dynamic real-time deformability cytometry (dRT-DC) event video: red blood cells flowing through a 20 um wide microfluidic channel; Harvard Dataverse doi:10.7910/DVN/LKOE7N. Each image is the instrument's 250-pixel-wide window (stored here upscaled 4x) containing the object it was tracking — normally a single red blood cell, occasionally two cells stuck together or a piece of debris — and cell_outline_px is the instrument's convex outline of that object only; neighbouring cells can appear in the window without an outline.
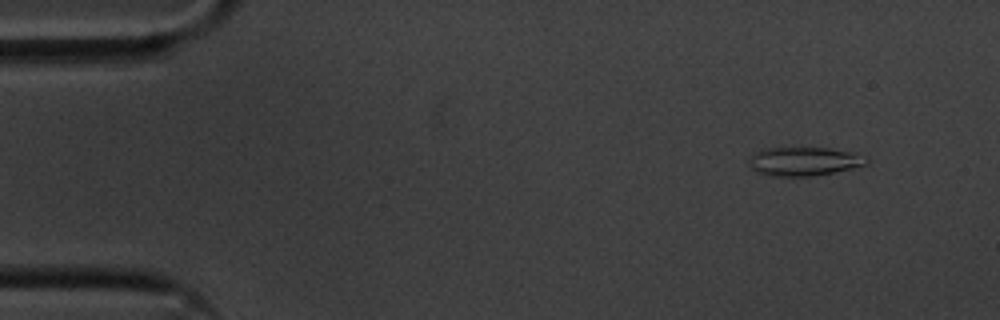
{"species": "common noctule bat (a hibernating species)", "species_latin": "Nyctalus noctula", "temperature_condition": "cold", "stored_images_in_passage": 56, "camera_frame_rate_fps": 3000, "um_per_image_px": 0.085, "animal": {"sex": "male", "body_mass_g": 20.1, "forearm_length_mm": 53.5}, "frame": {"image": 1, "passage_image": 5, "time_ms": 1.333, "image_size_px": [1000, 320], "cell_outline_px": [[868, 164], [852, 168], [812, 176], [768, 176], [756, 172], [752, 168], [748, 160], [760, 148], [828, 148], [852, 152], [868, 156]], "centroid_in_image_um": [68.34, 13.71], "position_along_channel_um": 16.7, "area_um2": 19.71}}
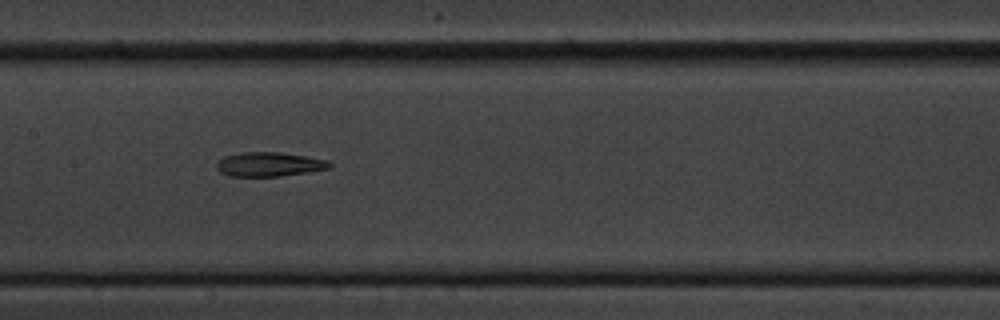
{"frame": {"image": 2, "passage_image": 27, "time_ms": 8.667, "image_size_px": [1000, 320], "cell_outline_px": [[332, 164], [328, 168], [280, 176], [228, 176], [220, 172], [216, 168], [216, 164], [224, 156], [240, 152], [280, 152], [328, 160]], "centroid_in_image_um": [22.82, 13.96], "position_along_channel_um": 184.6, "area_um2": 15.78}}
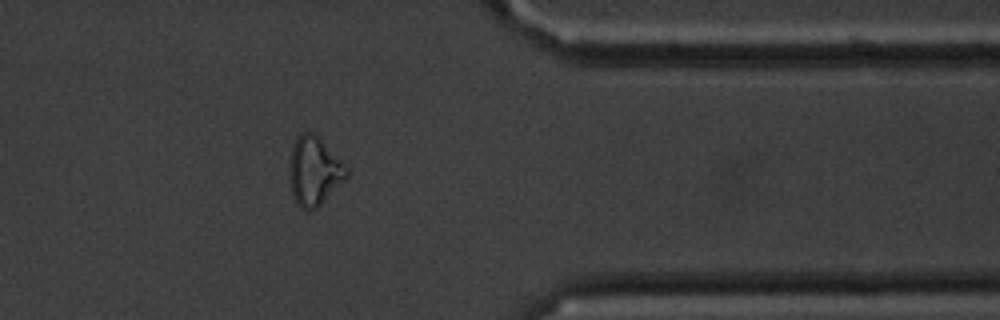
{"frame": {"image": 3, "passage_image": 45, "time_ms": 14.667, "image_size_px": [1000, 320], "cell_outline_px": [[348, 176], [316, 208], [308, 212], [304, 212], [296, 204], [292, 192], [288, 176], [288, 164], [292, 148], [300, 132], [312, 132], [348, 168]], "centroid_in_image_um": [26.65, 14.58], "position_along_channel_um": 384.7, "area_um2": 22.66}, "authors_computed_cell_mechanics": {"area_um2": 17.4267, "velocity_mm_per_s": 3.5723, "shape_relaxation_time_tau1_ms": null, "shape_relaxation_time_tau2_ms": 6.2463, "deformation_change_tau1": null, "deformation_change_tau2": 0.1559}}